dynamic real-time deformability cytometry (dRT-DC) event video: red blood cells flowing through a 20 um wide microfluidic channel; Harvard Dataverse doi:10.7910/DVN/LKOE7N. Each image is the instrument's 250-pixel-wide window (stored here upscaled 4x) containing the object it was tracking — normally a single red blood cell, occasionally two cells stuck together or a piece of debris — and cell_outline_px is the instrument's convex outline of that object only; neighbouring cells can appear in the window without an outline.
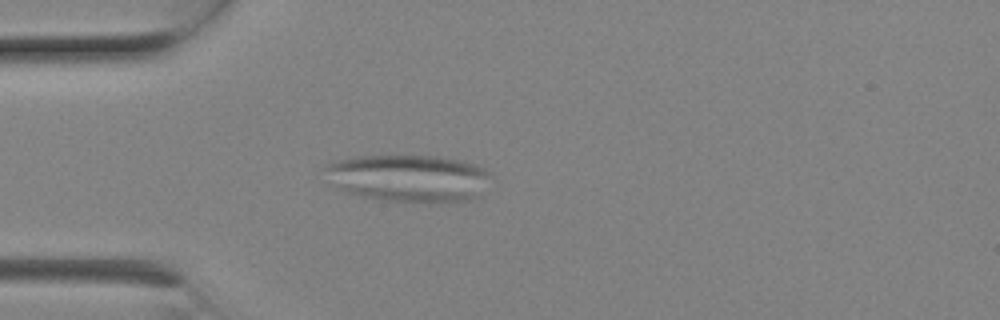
{"species": "Egyptian fruit bat (a non-hibernating species)", "species_latin": "Rousettus aegyptiacus", "temperature_condition": "room temperature", "stored_images_in_passage": 8, "camera_frame_rate_fps": 3000, "um_per_image_px": 0.085, "animal": {"sex": "female"}, "frame": {"image": 1, "passage_image": 5, "time_ms": 1.333, "image_size_px": [1000, 320], "cell_outline_px": [[488, 176], [480, 196], [476, 200], [428, 204], [384, 200], [360, 196], [344, 192], [340, 188], [324, 168], [328, 164], [340, 160], [356, 156], [436, 156], [460, 160], [476, 164], [484, 168], [488, 172]], "centroid_in_image_um": [34.82, 15.17], "position_along_channel_um": 50.2, "area_um2": 45.66}}